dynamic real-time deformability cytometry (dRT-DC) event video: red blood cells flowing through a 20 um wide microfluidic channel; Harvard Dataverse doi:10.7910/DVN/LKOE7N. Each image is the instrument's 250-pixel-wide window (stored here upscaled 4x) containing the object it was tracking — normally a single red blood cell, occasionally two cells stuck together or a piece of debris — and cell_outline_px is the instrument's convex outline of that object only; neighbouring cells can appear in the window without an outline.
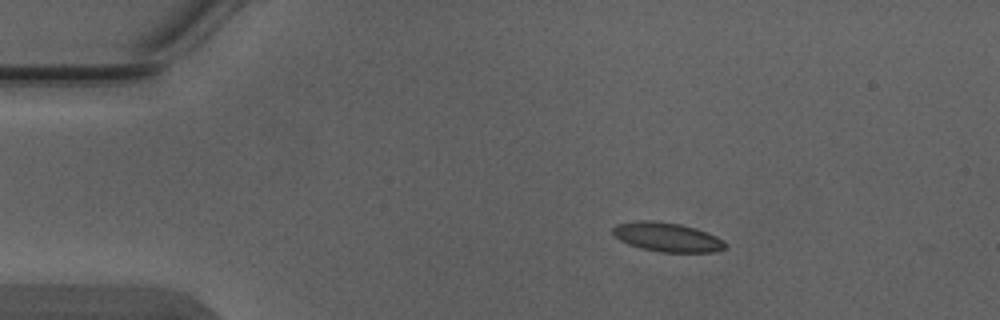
{"species": "Egyptian fruit bat (a non-hibernating species)", "species_latin": "Rousettus aegyptiacus", "temperature_condition": "warm", "stored_images_in_passage": 2, "camera_frame_rate_fps": 3000, "um_per_image_px": 0.085, "animal": {"sex": "male"}, "frame": {"image": 1, "passage_image": 1, "time_ms": 0.0, "image_size_px": [1000, 320], "cell_outline_px": [[728, 248], [712, 252], [660, 252], [640, 248], [628, 244], [620, 240], [612, 232], [612, 228], [616, 224], [636, 220], [656, 220], [680, 224], [696, 228], [708, 232], [724, 240]], "centroid_in_image_um": [56.72, 20.14], "position_along_channel_um": 28.3, "area_um2": 19.36}}